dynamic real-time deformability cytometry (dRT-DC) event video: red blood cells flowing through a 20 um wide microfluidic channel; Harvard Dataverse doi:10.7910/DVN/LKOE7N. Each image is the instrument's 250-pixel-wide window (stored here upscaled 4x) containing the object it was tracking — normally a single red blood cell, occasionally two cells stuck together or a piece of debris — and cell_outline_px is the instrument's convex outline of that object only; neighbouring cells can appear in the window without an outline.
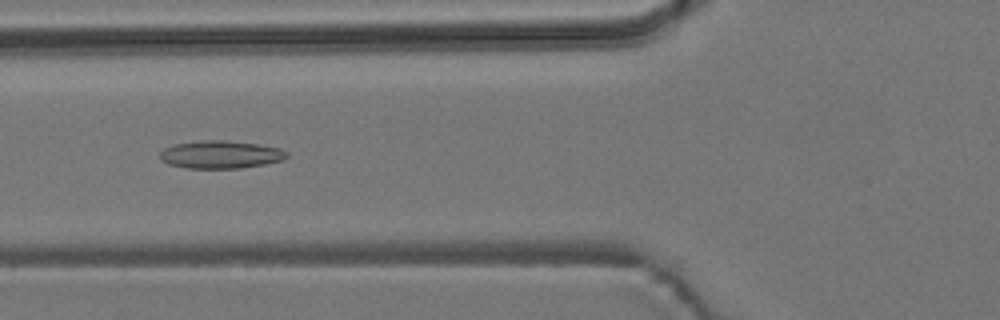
{"species": "common noctule bat (a hibernating species)", "species_latin": "Nyctalus noctula", "temperature_condition": "room temperature", "stored_images_in_passage": 53, "camera_frame_rate_fps": 3000, "um_per_image_px": 0.085, "animal": {"sex": "male", "body_mass_g": 19.2, "forearm_length_mm": 51.8}, "frame": {"image": 1, "passage_image": 20, "time_ms": 6.333, "image_size_px": [1000, 320], "cell_outline_px": [[288, 156], [284, 160], [264, 164], [240, 168], [188, 168], [168, 164], [160, 160], [160, 152], [164, 148], [172, 144], [200, 140], [224, 140], [256, 144], [280, 148], [288, 152]], "centroid_in_image_um": [18.73, 13.13], "position_along_channel_um": 107.1, "area_um2": 20.63}}
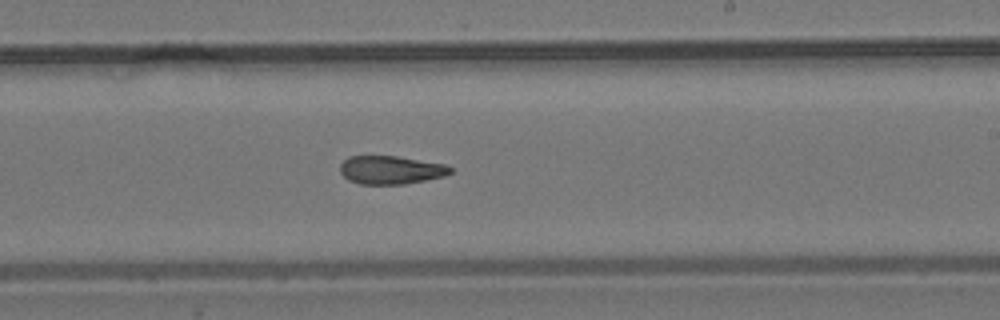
{"frame": {"image": 2, "passage_image": 32, "time_ms": 10.333, "image_size_px": [1000, 320], "cell_outline_px": [[452, 172], [444, 176], [404, 184], [360, 184], [348, 180], [340, 172], [340, 164], [348, 156], [396, 156], [444, 164], [452, 168]], "centroid_in_image_um": [33.19, 14.44], "position_along_channel_um": 255.8, "area_um2": 18.09}}
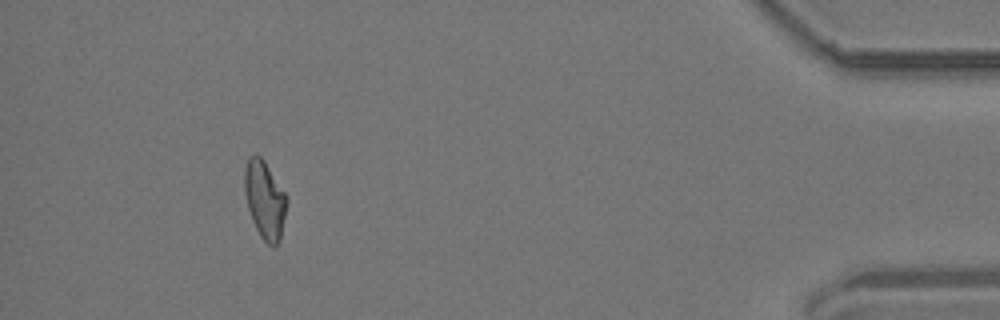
{"frame": {"image": 3, "passage_image": 50, "time_ms": 16.333, "image_size_px": [1000, 320], "cell_outline_px": [[288, 200], [280, 240], [276, 248], [272, 248], [260, 236], [252, 220], [248, 208], [244, 192], [244, 168], [248, 156], [256, 152], [264, 160], [284, 192]], "centroid_in_image_um": [22.49, 16.97], "position_along_channel_um": 412.7, "area_um2": 19.36}}